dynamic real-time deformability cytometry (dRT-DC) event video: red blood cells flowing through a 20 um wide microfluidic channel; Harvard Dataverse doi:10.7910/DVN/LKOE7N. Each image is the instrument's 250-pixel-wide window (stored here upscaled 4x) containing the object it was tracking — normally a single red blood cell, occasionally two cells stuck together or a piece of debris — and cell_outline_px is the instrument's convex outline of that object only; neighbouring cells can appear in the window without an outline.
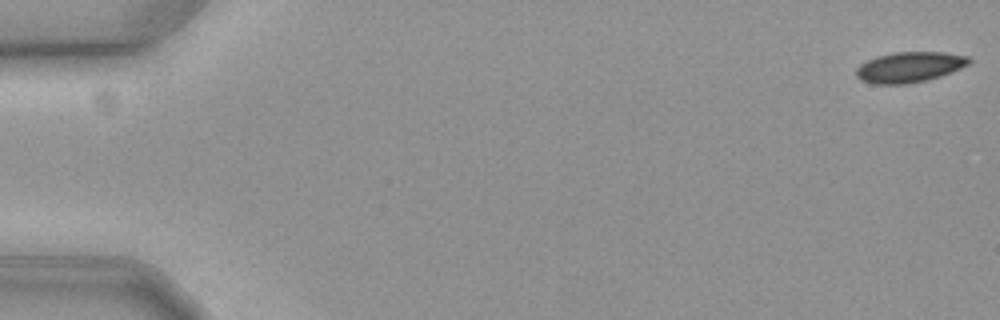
{"species": "common noctule bat (a hibernating species)", "species_latin": "Nyctalus noctula", "temperature_condition": "cold", "stored_images_in_passage": 43, "camera_frame_rate_fps": 3000, "um_per_image_px": 0.085, "animal": {"sex": "female", "body_mass_g": 19.3, "forearm_length_mm": 54.1}, "frame": {"image": 1, "passage_image": 1, "time_ms": 0.0, "image_size_px": [1000, 320], "cell_outline_px": [[972, 60], [968, 64], [960, 68], [940, 76], [924, 80], [904, 84], [872, 84], [860, 80], [856, 76], [856, 68], [860, 64], [876, 56], [892, 52], [944, 52], [968, 56]], "centroid_in_image_um": [77.27, 5.69], "position_along_channel_um": 7.7, "area_um2": 20.0}}
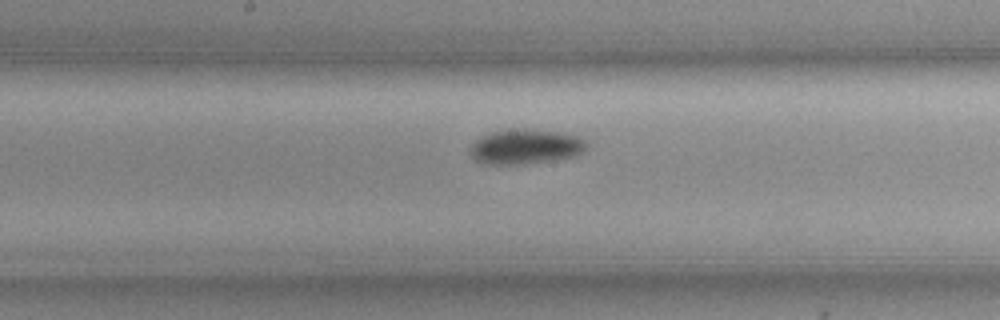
{"frame": {"image": 2, "passage_image": 31, "time_ms": 10.0, "image_size_px": [1000, 320], "cell_outline_px": [[588, 148], [576, 156], [556, 160], [524, 164], [480, 164], [468, 152], [472, 144], [476, 140], [492, 132], [512, 128], [524, 128], [564, 132], [576, 136], [584, 140], [588, 144]], "centroid_in_image_um": [44.69, 12.47], "position_along_channel_um": 203.5, "area_um2": 24.04}}
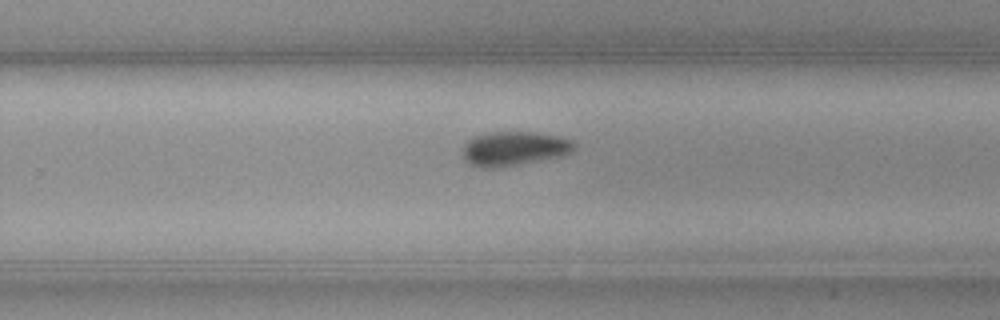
{"frame": {"image": 3, "passage_image": 38, "time_ms": 12.333, "image_size_px": [1000, 320], "cell_outline_px": [[576, 148], [564, 156], [500, 168], [480, 168], [468, 164], [464, 160], [464, 144], [472, 136], [488, 132], [536, 132], [560, 136], [572, 140], [576, 144]], "centroid_in_image_um": [43.71, 12.64], "position_along_channel_um": 286.1, "area_um2": 22.77}}